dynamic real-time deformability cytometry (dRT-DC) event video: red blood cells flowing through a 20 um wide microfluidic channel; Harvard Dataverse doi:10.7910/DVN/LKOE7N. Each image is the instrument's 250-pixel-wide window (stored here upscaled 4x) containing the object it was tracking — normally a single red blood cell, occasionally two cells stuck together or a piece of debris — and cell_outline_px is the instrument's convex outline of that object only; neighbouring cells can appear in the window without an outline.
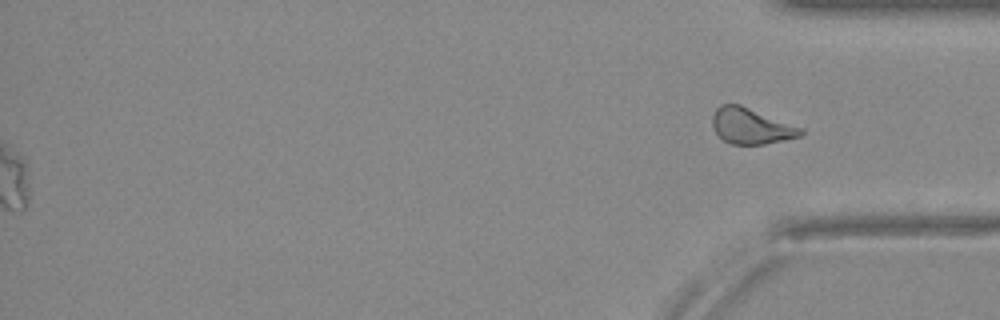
{"species": "Egyptian fruit bat (a non-hibernating species)", "species_latin": "Rousettus aegyptiacus", "temperature_condition": "warm", "stored_images_in_passage": 44, "segment_of_instrument_passage": [2, 2], "camera_frame_rate_fps": 3000, "um_per_image_px": 0.085, "animal": {"sex": "female"}, "frame": {"image": 1, "passage_image": 44, "time_ms": 14.333, "image_size_px": [1000, 320], "cell_outline_px": [[804, 132], [800, 136], [764, 144], [732, 144], [724, 140], [716, 132], [712, 124], [712, 116], [716, 108], [720, 104], [740, 104], [804, 128]], "centroid_in_image_um": [63.85, 10.7], "position_along_channel_um": 371.4, "area_um2": 18.38}}